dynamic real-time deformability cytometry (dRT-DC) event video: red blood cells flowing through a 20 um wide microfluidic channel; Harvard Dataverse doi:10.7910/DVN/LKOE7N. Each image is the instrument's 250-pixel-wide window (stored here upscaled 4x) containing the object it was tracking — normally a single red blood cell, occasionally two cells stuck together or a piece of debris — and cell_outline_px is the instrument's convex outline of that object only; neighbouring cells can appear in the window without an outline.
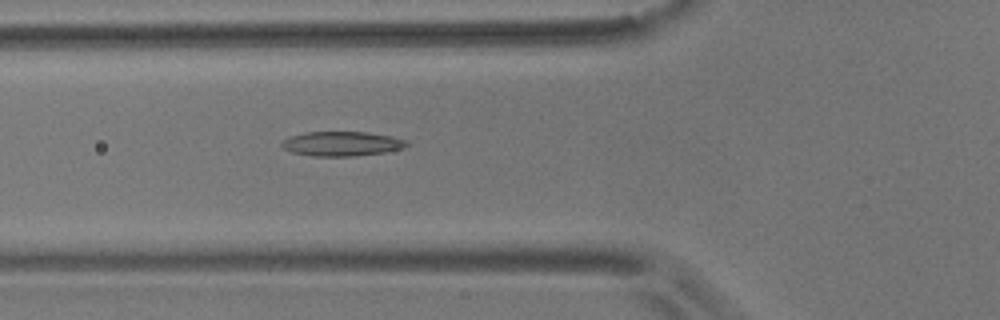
{"species": "common noctule bat (a hibernating species)", "species_latin": "Nyctalus noctula", "temperature_condition": "room temperature", "stored_images_in_passage": 44, "camera_frame_rate_fps": 3000, "um_per_image_px": 0.085, "animal": {"sex": "male", "body_mass_g": 17.9}, "frame": {"image": 1, "passage_image": 8, "time_ms": 2.333, "image_size_px": [1000, 320], "cell_outline_px": [[408, 144], [404, 148], [384, 152], [352, 156], [312, 156], [292, 152], [284, 148], [280, 144], [280, 140], [288, 136], [304, 132], [368, 132], [392, 136], [408, 140]], "centroid_in_image_um": [29.02, 12.21], "position_along_channel_um": 96.8, "area_um2": 18.03}}
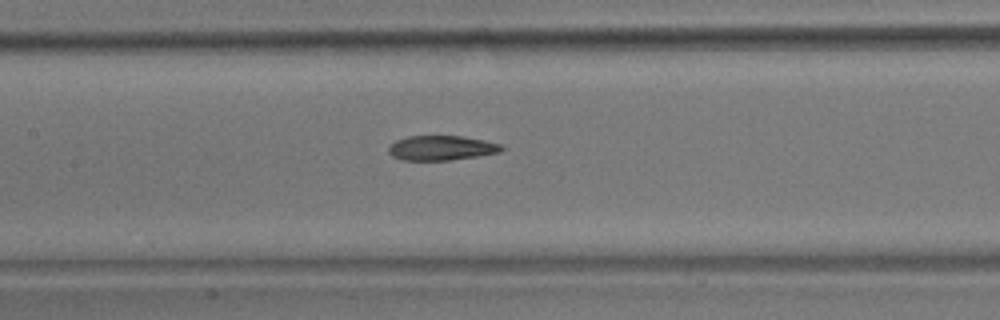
{"frame": {"image": 2, "passage_image": 14, "time_ms": 4.333, "image_size_px": [1000, 320], "cell_outline_px": [[504, 148], [500, 152], [476, 156], [448, 160], [400, 160], [392, 156], [388, 152], [388, 144], [396, 140], [408, 136], [460, 136], [484, 140], [500, 144]], "centroid_in_image_um": [37.46, 12.57], "position_along_channel_um": 169.9, "area_um2": 16.24}}
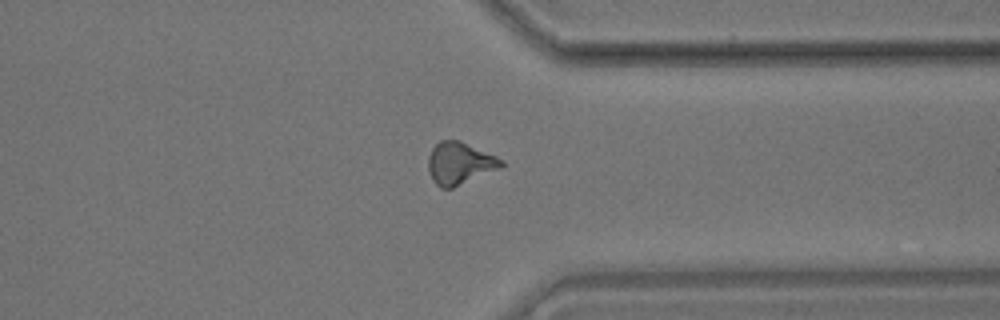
{"frame": {"image": 3, "passage_image": 31, "time_ms": 10.0, "image_size_px": [1000, 320], "cell_outline_px": [[504, 164], [500, 168], [452, 188], [440, 188], [432, 180], [428, 168], [428, 156], [432, 148], [440, 140], [460, 140], [496, 156], [504, 160]], "centroid_in_image_um": [39.06, 13.87], "position_along_channel_um": 372.3, "area_um2": 17.92}, "authors_computed_cell_mechanics": {"area_um2": 17.1088, "velocity_mm_per_s": 3.6207, "shape_relaxation_time_tau1_ms": null, "shape_relaxation_time_tau2_ms": 3.0171, "deformation_change_tau1": null, "deformation_change_tau2": 0.1151}}